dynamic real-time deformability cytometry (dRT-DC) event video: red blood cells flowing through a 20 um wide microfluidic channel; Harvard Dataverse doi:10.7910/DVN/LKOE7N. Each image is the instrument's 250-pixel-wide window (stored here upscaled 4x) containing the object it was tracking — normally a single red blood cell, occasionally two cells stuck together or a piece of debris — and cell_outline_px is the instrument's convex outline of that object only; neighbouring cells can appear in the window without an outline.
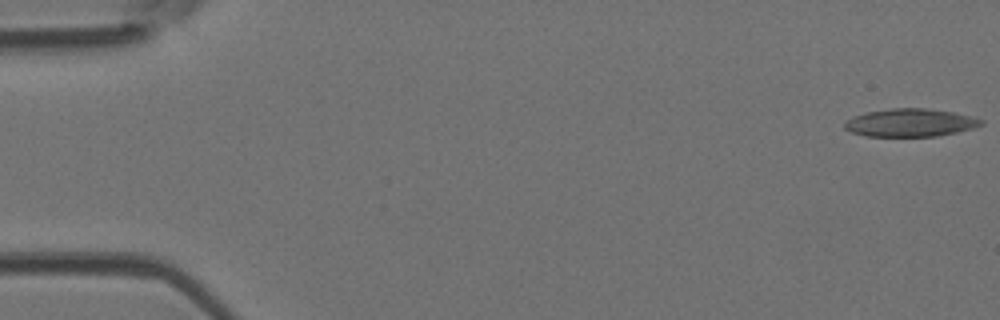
{"species": "Egyptian fruit bat (a non-hibernating species)", "species_latin": "Rousettus aegyptiacus", "temperature_condition": "room temperature", "stored_images_in_passage": 49, "camera_frame_rate_fps": 3000, "um_per_image_px": 0.085, "animal": {"sex": "female"}, "frame": {"image": 1, "passage_image": 1, "time_ms": 0.0, "image_size_px": [1000, 320], "cell_outline_px": [[984, 124], [976, 128], [936, 136], [864, 136], [852, 132], [844, 128], [844, 120], [852, 116], [868, 112], [892, 108], [924, 108], [952, 112], [972, 116], [984, 120]], "centroid_in_image_um": [77.38, 10.43], "position_along_channel_um": 7.6, "area_um2": 22.31}}
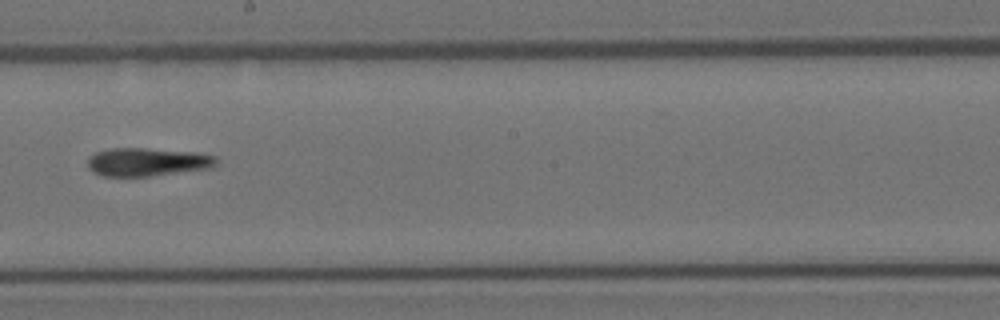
{"frame": {"image": 2, "passage_image": 28, "time_ms": 9.0, "image_size_px": [1000, 320], "cell_outline_px": [[216, 164], [212, 168], [148, 176], [104, 176], [92, 172], [88, 168], [88, 156], [96, 152], [112, 148], [144, 148], [196, 152], [216, 156]], "centroid_in_image_um": [12.5, 13.76], "position_along_channel_um": 235.7, "area_um2": 21.21}}
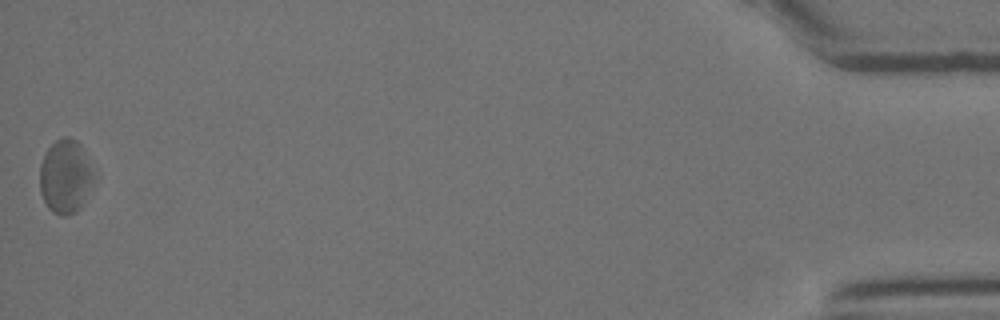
{"frame": {"image": 3, "passage_image": 49, "time_ms": 16.0, "image_size_px": [1000, 320], "cell_outline_px": [[100, 176], [80, 208], [76, 212], [68, 216], [64, 216], [52, 212], [48, 208], [40, 192], [40, 164], [48, 148], [56, 140], [64, 136], [68, 136], [76, 140], [80, 144]], "centroid_in_image_um": [5.65, 15.01], "position_along_channel_um": 429.6, "area_um2": 24.16}, "authors_computed_cell_mechanics": {"area_um2": 22.253, "velocity_mm_per_s": 4.1275, "shape_relaxation_time_tau1_ms": null, "shape_relaxation_time_tau2_ms": 6.842, "deformation_change_tau1": null, "deformation_change_tau2": 0.1923}}